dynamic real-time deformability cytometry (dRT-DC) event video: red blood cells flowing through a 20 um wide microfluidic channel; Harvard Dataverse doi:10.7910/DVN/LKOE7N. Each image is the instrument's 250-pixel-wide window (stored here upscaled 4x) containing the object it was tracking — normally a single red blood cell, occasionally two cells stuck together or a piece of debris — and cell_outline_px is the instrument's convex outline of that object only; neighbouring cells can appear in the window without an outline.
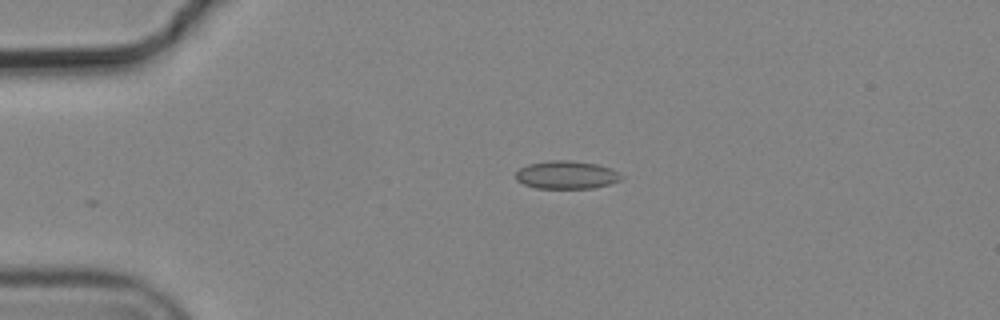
{"species": "common noctule bat (a hibernating species)", "species_latin": "Nyctalus noctula", "temperature_condition": "cold", "stored_images_in_passage": 3, "camera_frame_rate_fps": 3000, "um_per_image_px": 0.085, "animal": {"sex": "male", "body_mass_g": 19.2, "forearm_length_mm": 51.8}, "frame": {"image": 1, "passage_image": 3, "time_ms": 0.667, "image_size_px": [1000, 320], "cell_outline_px": [[624, 176], [620, 180], [608, 184], [592, 188], [536, 188], [524, 184], [516, 180], [516, 172], [520, 168], [528, 164], [552, 160], [568, 160], [596, 164], [612, 168]], "centroid_in_image_um": [48.15, 14.86], "position_along_channel_um": 36.8, "area_um2": 17.17}}